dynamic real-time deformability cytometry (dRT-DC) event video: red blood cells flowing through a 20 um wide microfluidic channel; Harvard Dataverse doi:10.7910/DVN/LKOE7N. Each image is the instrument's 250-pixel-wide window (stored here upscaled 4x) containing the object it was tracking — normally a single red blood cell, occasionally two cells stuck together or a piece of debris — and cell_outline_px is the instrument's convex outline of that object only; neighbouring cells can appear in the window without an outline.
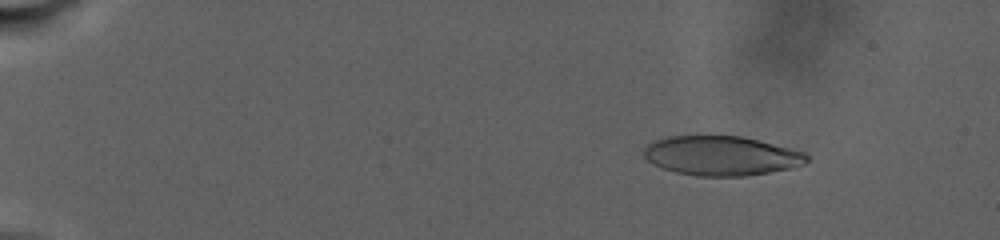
{"species": "human", "species_latin": "Homo sapiens", "temperature_condition": "warm", "stored_images_in_passage": 20, "camera_frame_rate_fps": 3000, "um_per_image_px": 0.085, "donor": {"sex": "male"}, "frame": {"image": 1, "passage_image": 8, "time_ms": 4.333, "image_size_px": [1000, 240], "cell_outline_px": [[808, 160], [804, 164], [788, 168], [768, 172], [744, 176], [696, 176], [676, 172], [652, 164], [644, 156], [644, 148], [648, 144], [656, 140], [668, 136], [740, 136], [804, 152], [808, 156]], "centroid_in_image_um": [61.28, 13.24], "position_along_channel_um": 23.7, "area_um2": 36.99}}
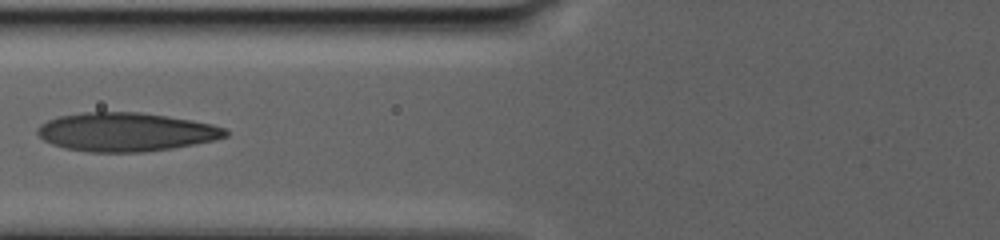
{"frame": {"image": 2, "passage_image": 17, "time_ms": 13.667, "image_size_px": [1000, 240], "cell_outline_px": [[228, 136], [216, 140], [172, 148], [144, 152], [88, 152], [64, 148], [52, 144], [44, 140], [36, 132], [36, 128], [40, 124], [56, 116], [84, 112], [140, 112], [168, 116], [192, 120], [212, 124], [224, 128], [228, 132]], "centroid_in_image_um": [10.68, 11.21], "position_along_channel_um": 115.1, "area_um2": 42.6}}
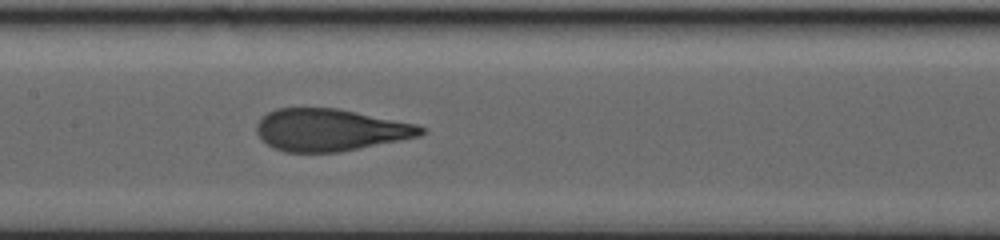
{"frame": {"image": 3, "passage_image": 20, "time_ms": 16.333, "image_size_px": [1000, 240], "cell_outline_px": [[424, 132], [420, 136], [340, 152], [284, 152], [272, 148], [256, 132], [256, 124], [260, 116], [276, 108], [336, 108], [416, 124], [424, 128]], "centroid_in_image_um": [28.02, 11.04], "position_along_channel_um": 179.4, "area_um2": 40.23}}